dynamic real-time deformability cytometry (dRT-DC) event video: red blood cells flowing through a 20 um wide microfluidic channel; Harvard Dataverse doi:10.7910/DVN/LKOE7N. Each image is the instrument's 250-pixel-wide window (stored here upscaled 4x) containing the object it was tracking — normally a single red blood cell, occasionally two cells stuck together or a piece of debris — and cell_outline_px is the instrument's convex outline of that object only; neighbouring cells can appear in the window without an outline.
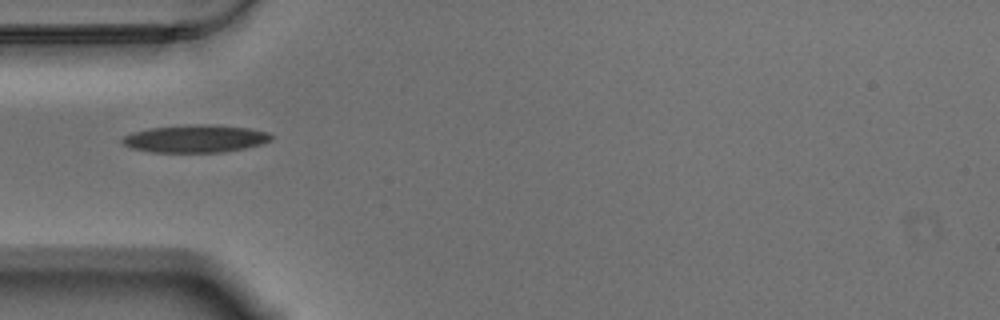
{"species": "Egyptian fruit bat (a non-hibernating species)", "species_latin": "Rousettus aegyptiacus", "temperature_condition": "warm", "stored_images_in_passage": 41, "camera_frame_rate_fps": 3000, "um_per_image_px": 0.085, "animal": {"sex": "male"}, "frame": {"image": 1, "passage_image": 1, "time_ms": 0.0, "image_size_px": [1000, 320], "cell_outline_px": [[272, 140], [260, 144], [244, 148], [224, 152], [148, 152], [132, 148], [124, 144], [120, 140], [124, 136], [132, 132], [148, 128], [196, 124], [208, 124], [248, 128], [268, 132], [272, 136]], "centroid_in_image_um": [16.58, 11.78], "position_along_channel_um": 68.4, "area_um2": 23.93}}
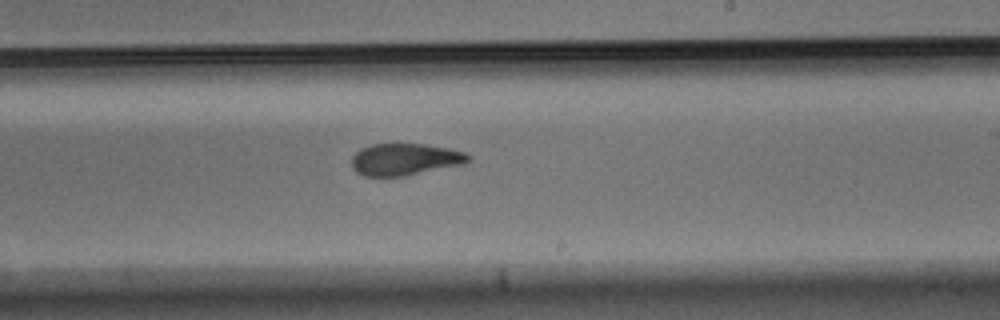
{"frame": {"image": 2, "passage_image": 17, "time_ms": 5.333, "image_size_px": [1000, 320], "cell_outline_px": [[472, 160], [464, 164], [404, 176], [364, 176], [356, 172], [352, 168], [352, 156], [360, 148], [372, 144], [424, 144], [448, 148], [464, 152], [472, 156]], "centroid_in_image_um": [34.43, 13.54], "position_along_channel_um": 254.6, "area_um2": 21.79}}
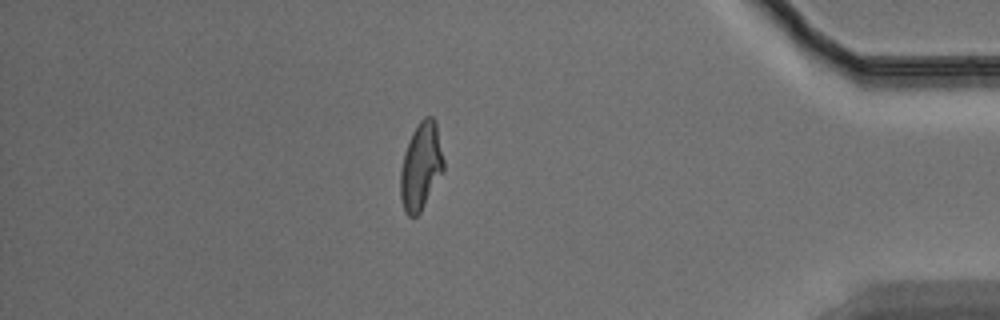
{"frame": {"image": 3, "passage_image": 33, "time_ms": 10.667, "image_size_px": [1000, 320], "cell_outline_px": [[444, 172], [420, 212], [416, 216], [408, 216], [404, 208], [400, 196], [400, 172], [404, 152], [412, 132], [420, 120], [424, 116], [432, 116], [436, 124], [444, 160]], "centroid_in_image_um": [35.78, 14.13], "position_along_channel_um": 399.4, "area_um2": 21.96}, "authors_computed_cell_mechanics": {"area_um2": 22.4264, "velocity_mm_per_s": 3.4716, "shape_relaxation_time_tau1_ms": 6.3106, "shape_relaxation_time_tau2_ms": 2.0786, "deformation_change_tau1": 0.1971, "deformation_change_tau2": 0.0821}}